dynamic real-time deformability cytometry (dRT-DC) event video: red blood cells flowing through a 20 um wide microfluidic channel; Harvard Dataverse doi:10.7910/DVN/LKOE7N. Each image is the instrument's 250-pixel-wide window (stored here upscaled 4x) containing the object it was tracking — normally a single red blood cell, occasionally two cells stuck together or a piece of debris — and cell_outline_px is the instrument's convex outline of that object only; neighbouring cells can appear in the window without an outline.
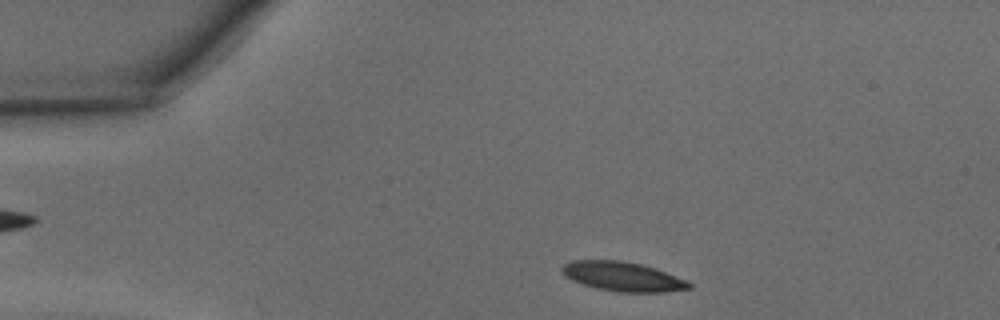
{"species": "common noctule bat (a hibernating species)", "species_latin": "Nyctalus noctula", "temperature_condition": "warm", "stored_images_in_passage": 22, "camera_frame_rate_fps": 3000, "um_per_image_px": 0.085, "animal": {"sex": "male", "body_mass_g": 15.6}, "frame": {"image": 1, "passage_image": 2, "time_ms": 0.333, "image_size_px": [1000, 320], "cell_outline_px": [[692, 288], [664, 292], [620, 292], [596, 288], [572, 280], [564, 276], [560, 268], [564, 264], [572, 260], [620, 260], [640, 264], [656, 268], [684, 280], [692, 284]], "centroid_in_image_um": [52.9, 23.5], "position_along_channel_um": 32.1, "area_um2": 21.62}}
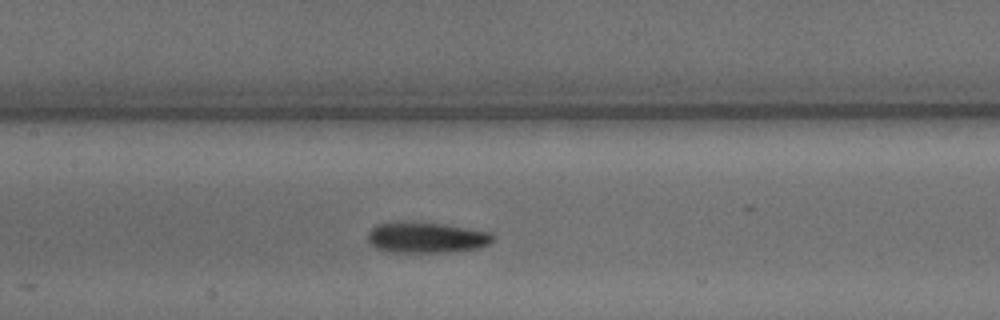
{"frame": {"image": 2, "passage_image": 15, "time_ms": 4.667, "image_size_px": [1000, 320], "cell_outline_px": [[496, 236], [488, 244], [476, 248], [448, 252], [388, 252], [376, 248], [368, 240], [368, 232], [376, 224], [444, 224], [492, 232]], "centroid_in_image_um": [36.29, 20.22], "position_along_channel_um": 171.1, "area_um2": 21.73}}
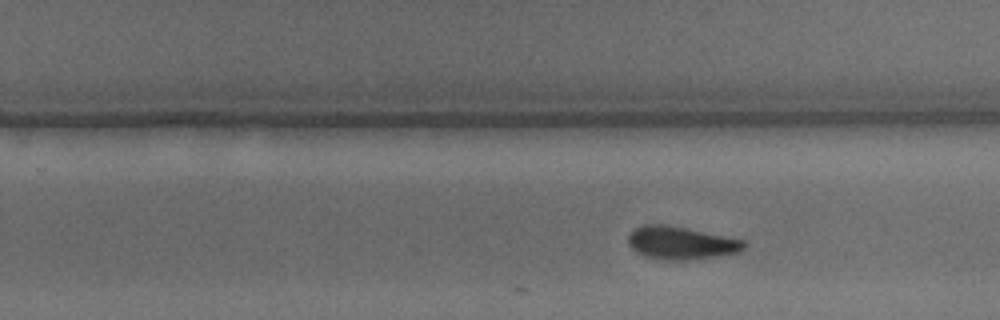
{"frame": {"image": 3, "passage_image": 22, "time_ms": 7.0, "image_size_px": [1000, 320], "cell_outline_px": [[748, 244], [744, 248], [736, 252], [716, 256], [680, 260], [664, 260], [644, 256], [636, 252], [628, 244], [628, 236], [636, 228], [644, 224], [660, 224], [684, 228], [744, 240]], "centroid_in_image_um": [57.85, 20.65], "position_along_channel_um": 272.0, "area_um2": 21.73}}